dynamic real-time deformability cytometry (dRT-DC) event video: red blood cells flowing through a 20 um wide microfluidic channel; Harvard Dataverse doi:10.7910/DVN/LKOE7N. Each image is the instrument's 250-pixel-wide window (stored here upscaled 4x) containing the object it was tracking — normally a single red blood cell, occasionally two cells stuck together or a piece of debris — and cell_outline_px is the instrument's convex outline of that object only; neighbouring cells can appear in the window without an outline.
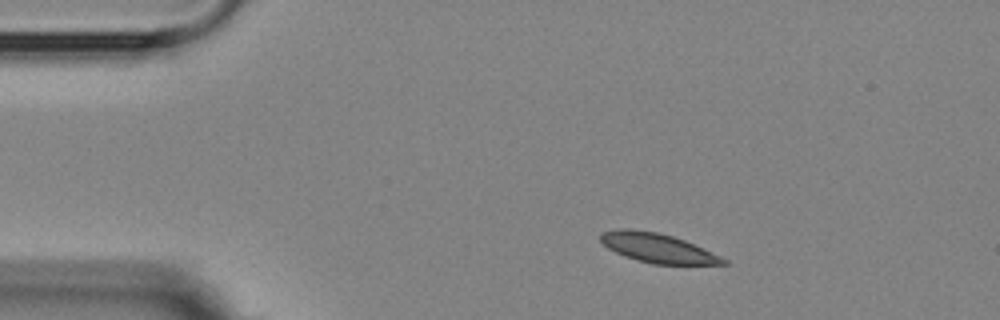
{"species": "Egyptian fruit bat (a non-hibernating species)", "species_latin": "Rousettus aegyptiacus", "temperature_condition": "room temperature", "stored_images_in_passage": 6, "camera_frame_rate_fps": 3000, "um_per_image_px": 0.085, "animal": {"sex": "female"}, "frame": {"image": 1, "passage_image": 3, "time_ms": 2.333, "image_size_px": [1000, 320], "cell_outline_px": [[728, 264], [652, 264], [636, 260], [624, 256], [608, 248], [600, 240], [600, 232], [624, 228], [628, 228], [656, 232], [672, 236], [684, 240], [720, 256], [728, 260]], "centroid_in_image_um": [55.87, 21.08], "position_along_channel_um": 29.1, "area_um2": 20.75}}
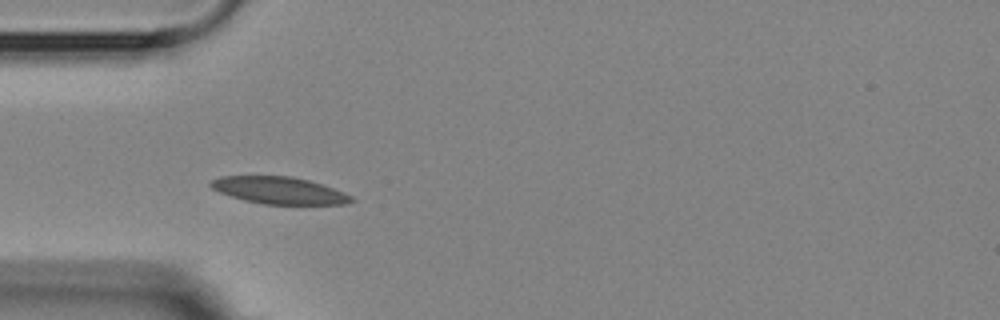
{"frame": {"image": 2, "passage_image": 5, "time_ms": 4.667, "image_size_px": [1000, 320], "cell_outline_px": [[356, 200], [348, 204], [264, 204], [244, 200], [220, 192], [212, 188], [208, 184], [212, 180], [220, 176], [292, 176], [308, 180], [344, 192], [352, 196]], "centroid_in_image_um": [23.74, 16.18], "position_along_channel_um": 61.3, "area_um2": 22.02}}
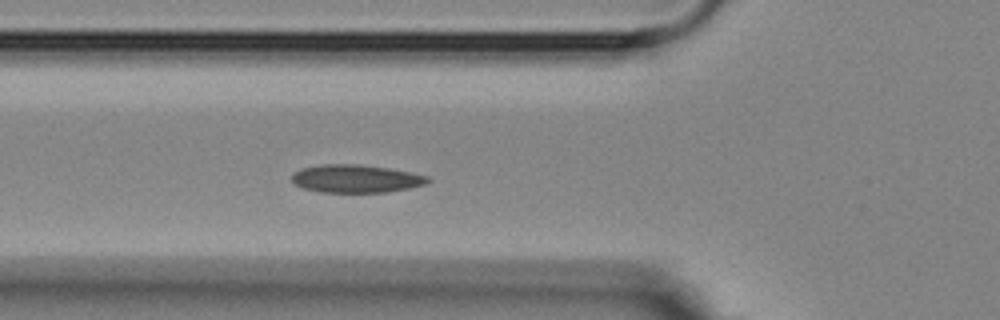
{"frame": {"image": 3, "passage_image": 6, "time_ms": 5.667, "image_size_px": [1000, 320], "cell_outline_px": [[432, 180], [428, 184], [388, 192], [320, 192], [304, 188], [296, 184], [292, 180], [292, 172], [300, 168], [320, 164], [356, 164], [388, 168], [412, 172], [428, 176]], "centroid_in_image_um": [30.27, 15.18], "position_along_channel_um": 95.5, "area_um2": 22.31}}